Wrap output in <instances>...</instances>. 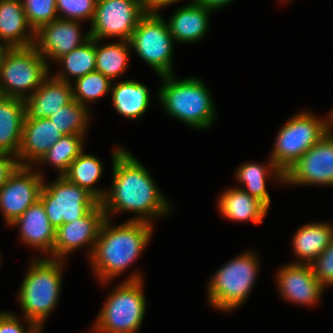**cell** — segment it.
Returning a JSON list of instances; mask_svg holds the SVG:
<instances>
[{"mask_svg": "<svg viewBox=\"0 0 333 333\" xmlns=\"http://www.w3.org/2000/svg\"><path fill=\"white\" fill-rule=\"evenodd\" d=\"M268 166L264 167L261 164L255 163L242 165L237 169L236 177L241 183L247 186V189H243L245 192L257 198L269 208L271 201L265 187V177L268 174H273L278 180L284 182V173L272 161H270Z\"/></svg>", "mask_w": 333, "mask_h": 333, "instance_id": "obj_27", "label": "cell"}, {"mask_svg": "<svg viewBox=\"0 0 333 333\" xmlns=\"http://www.w3.org/2000/svg\"><path fill=\"white\" fill-rule=\"evenodd\" d=\"M103 221L92 252L93 267L103 284L118 276L145 249L152 235V223L128 221L113 227ZM111 226V227H110Z\"/></svg>", "mask_w": 333, "mask_h": 333, "instance_id": "obj_2", "label": "cell"}, {"mask_svg": "<svg viewBox=\"0 0 333 333\" xmlns=\"http://www.w3.org/2000/svg\"><path fill=\"white\" fill-rule=\"evenodd\" d=\"M31 168L18 166L0 187V209L9 225L39 199L43 175Z\"/></svg>", "mask_w": 333, "mask_h": 333, "instance_id": "obj_13", "label": "cell"}, {"mask_svg": "<svg viewBox=\"0 0 333 333\" xmlns=\"http://www.w3.org/2000/svg\"><path fill=\"white\" fill-rule=\"evenodd\" d=\"M310 265L314 276L324 287L333 285V240Z\"/></svg>", "mask_w": 333, "mask_h": 333, "instance_id": "obj_35", "label": "cell"}, {"mask_svg": "<svg viewBox=\"0 0 333 333\" xmlns=\"http://www.w3.org/2000/svg\"><path fill=\"white\" fill-rule=\"evenodd\" d=\"M112 156V188L101 201L106 218H109L110 212L124 210L140 214L130 221L151 223V217L166 214L170 205L155 186L147 169L121 148H117Z\"/></svg>", "mask_w": 333, "mask_h": 333, "instance_id": "obj_1", "label": "cell"}, {"mask_svg": "<svg viewBox=\"0 0 333 333\" xmlns=\"http://www.w3.org/2000/svg\"><path fill=\"white\" fill-rule=\"evenodd\" d=\"M31 29V33H25ZM0 40L5 45L28 47L34 45L35 31L29 25L21 0H0Z\"/></svg>", "mask_w": 333, "mask_h": 333, "instance_id": "obj_20", "label": "cell"}, {"mask_svg": "<svg viewBox=\"0 0 333 333\" xmlns=\"http://www.w3.org/2000/svg\"><path fill=\"white\" fill-rule=\"evenodd\" d=\"M12 225H19L21 239L28 245L42 251H50L53 256L56 230L51 225L43 203L38 199Z\"/></svg>", "mask_w": 333, "mask_h": 333, "instance_id": "obj_19", "label": "cell"}, {"mask_svg": "<svg viewBox=\"0 0 333 333\" xmlns=\"http://www.w3.org/2000/svg\"><path fill=\"white\" fill-rule=\"evenodd\" d=\"M49 66L34 45L9 48L0 71V90L5 97L25 100L29 89L34 93L49 74Z\"/></svg>", "mask_w": 333, "mask_h": 333, "instance_id": "obj_6", "label": "cell"}, {"mask_svg": "<svg viewBox=\"0 0 333 333\" xmlns=\"http://www.w3.org/2000/svg\"><path fill=\"white\" fill-rule=\"evenodd\" d=\"M78 22L58 18L35 32L34 46L45 60L46 56L57 60L91 38L89 32L85 37L80 36Z\"/></svg>", "mask_w": 333, "mask_h": 333, "instance_id": "obj_15", "label": "cell"}, {"mask_svg": "<svg viewBox=\"0 0 333 333\" xmlns=\"http://www.w3.org/2000/svg\"><path fill=\"white\" fill-rule=\"evenodd\" d=\"M327 132V120L298 113L280 129L270 160L285 174Z\"/></svg>", "mask_w": 333, "mask_h": 333, "instance_id": "obj_8", "label": "cell"}, {"mask_svg": "<svg viewBox=\"0 0 333 333\" xmlns=\"http://www.w3.org/2000/svg\"><path fill=\"white\" fill-rule=\"evenodd\" d=\"M199 4L213 10L218 9L226 4H229L233 0H196Z\"/></svg>", "mask_w": 333, "mask_h": 333, "instance_id": "obj_39", "label": "cell"}, {"mask_svg": "<svg viewBox=\"0 0 333 333\" xmlns=\"http://www.w3.org/2000/svg\"><path fill=\"white\" fill-rule=\"evenodd\" d=\"M57 61L65 66L66 73H58L54 78L70 83L68 77L80 78L96 71V39L90 38L81 46L61 56Z\"/></svg>", "mask_w": 333, "mask_h": 333, "instance_id": "obj_28", "label": "cell"}, {"mask_svg": "<svg viewBox=\"0 0 333 333\" xmlns=\"http://www.w3.org/2000/svg\"><path fill=\"white\" fill-rule=\"evenodd\" d=\"M6 52H7V50H0V71L2 68V63H3L4 57L6 55Z\"/></svg>", "mask_w": 333, "mask_h": 333, "instance_id": "obj_40", "label": "cell"}, {"mask_svg": "<svg viewBox=\"0 0 333 333\" xmlns=\"http://www.w3.org/2000/svg\"><path fill=\"white\" fill-rule=\"evenodd\" d=\"M25 116L23 99L5 96L0 98V152L17 156Z\"/></svg>", "mask_w": 333, "mask_h": 333, "instance_id": "obj_21", "label": "cell"}, {"mask_svg": "<svg viewBox=\"0 0 333 333\" xmlns=\"http://www.w3.org/2000/svg\"><path fill=\"white\" fill-rule=\"evenodd\" d=\"M255 257L250 252L235 257L211 278L208 296L215 308L230 311L245 301L256 278L258 262Z\"/></svg>", "mask_w": 333, "mask_h": 333, "instance_id": "obj_7", "label": "cell"}, {"mask_svg": "<svg viewBox=\"0 0 333 333\" xmlns=\"http://www.w3.org/2000/svg\"><path fill=\"white\" fill-rule=\"evenodd\" d=\"M105 218L103 206L99 202L84 217L58 227L53 246V256L55 257L52 258L62 260L61 258L71 251L89 243L92 244L89 254L91 256Z\"/></svg>", "mask_w": 333, "mask_h": 333, "instance_id": "obj_14", "label": "cell"}, {"mask_svg": "<svg viewBox=\"0 0 333 333\" xmlns=\"http://www.w3.org/2000/svg\"><path fill=\"white\" fill-rule=\"evenodd\" d=\"M28 333H40L41 328L35 323H30ZM0 333H25L23 326L12 313H0ZM27 333V332H26Z\"/></svg>", "mask_w": 333, "mask_h": 333, "instance_id": "obj_36", "label": "cell"}, {"mask_svg": "<svg viewBox=\"0 0 333 333\" xmlns=\"http://www.w3.org/2000/svg\"><path fill=\"white\" fill-rule=\"evenodd\" d=\"M330 118H328L329 120H327V123H328V129L330 128V126L332 127L333 126V111L330 112V115H329ZM332 124V125H331Z\"/></svg>", "mask_w": 333, "mask_h": 333, "instance_id": "obj_41", "label": "cell"}, {"mask_svg": "<svg viewBox=\"0 0 333 333\" xmlns=\"http://www.w3.org/2000/svg\"><path fill=\"white\" fill-rule=\"evenodd\" d=\"M147 12L139 0H97L89 34L98 41L111 36L130 41L140 19Z\"/></svg>", "mask_w": 333, "mask_h": 333, "instance_id": "obj_11", "label": "cell"}, {"mask_svg": "<svg viewBox=\"0 0 333 333\" xmlns=\"http://www.w3.org/2000/svg\"><path fill=\"white\" fill-rule=\"evenodd\" d=\"M294 235V252L301 264H311L333 240V227L327 223H313L301 227Z\"/></svg>", "mask_w": 333, "mask_h": 333, "instance_id": "obj_24", "label": "cell"}, {"mask_svg": "<svg viewBox=\"0 0 333 333\" xmlns=\"http://www.w3.org/2000/svg\"><path fill=\"white\" fill-rule=\"evenodd\" d=\"M31 264L20 287L19 301L26 321L41 328L58 302L63 264L61 260L51 258L36 259Z\"/></svg>", "mask_w": 333, "mask_h": 333, "instance_id": "obj_4", "label": "cell"}, {"mask_svg": "<svg viewBox=\"0 0 333 333\" xmlns=\"http://www.w3.org/2000/svg\"><path fill=\"white\" fill-rule=\"evenodd\" d=\"M83 135H64L46 152L39 162H49L64 176L71 163L83 151Z\"/></svg>", "mask_w": 333, "mask_h": 333, "instance_id": "obj_30", "label": "cell"}, {"mask_svg": "<svg viewBox=\"0 0 333 333\" xmlns=\"http://www.w3.org/2000/svg\"><path fill=\"white\" fill-rule=\"evenodd\" d=\"M89 115L86 105L73 100L49 117L63 135H84Z\"/></svg>", "mask_w": 333, "mask_h": 333, "instance_id": "obj_31", "label": "cell"}, {"mask_svg": "<svg viewBox=\"0 0 333 333\" xmlns=\"http://www.w3.org/2000/svg\"><path fill=\"white\" fill-rule=\"evenodd\" d=\"M10 47L0 44V50H8Z\"/></svg>", "mask_w": 333, "mask_h": 333, "instance_id": "obj_42", "label": "cell"}, {"mask_svg": "<svg viewBox=\"0 0 333 333\" xmlns=\"http://www.w3.org/2000/svg\"><path fill=\"white\" fill-rule=\"evenodd\" d=\"M218 207L223 216L236 221L262 222L268 207L242 188L228 189L219 198Z\"/></svg>", "mask_w": 333, "mask_h": 333, "instance_id": "obj_23", "label": "cell"}, {"mask_svg": "<svg viewBox=\"0 0 333 333\" xmlns=\"http://www.w3.org/2000/svg\"><path fill=\"white\" fill-rule=\"evenodd\" d=\"M180 0H139L141 5L147 10V11H155L160 9L161 7L165 5H169L172 3H175Z\"/></svg>", "mask_w": 333, "mask_h": 333, "instance_id": "obj_38", "label": "cell"}, {"mask_svg": "<svg viewBox=\"0 0 333 333\" xmlns=\"http://www.w3.org/2000/svg\"><path fill=\"white\" fill-rule=\"evenodd\" d=\"M24 101L29 118H49L51 114L73 101L72 84L54 77H46L40 87Z\"/></svg>", "mask_w": 333, "mask_h": 333, "instance_id": "obj_18", "label": "cell"}, {"mask_svg": "<svg viewBox=\"0 0 333 333\" xmlns=\"http://www.w3.org/2000/svg\"><path fill=\"white\" fill-rule=\"evenodd\" d=\"M75 82V87L72 86L73 100L82 105H86L85 101H95V99L108 93L111 85H113L108 77L98 71L77 78Z\"/></svg>", "mask_w": 333, "mask_h": 333, "instance_id": "obj_32", "label": "cell"}, {"mask_svg": "<svg viewBox=\"0 0 333 333\" xmlns=\"http://www.w3.org/2000/svg\"><path fill=\"white\" fill-rule=\"evenodd\" d=\"M97 0H56L57 12H63L64 17H58L63 20H83L90 19L92 22Z\"/></svg>", "mask_w": 333, "mask_h": 333, "instance_id": "obj_34", "label": "cell"}, {"mask_svg": "<svg viewBox=\"0 0 333 333\" xmlns=\"http://www.w3.org/2000/svg\"><path fill=\"white\" fill-rule=\"evenodd\" d=\"M110 91L116 111L127 118L141 117L149 105L148 89L138 81H123L111 86Z\"/></svg>", "mask_w": 333, "mask_h": 333, "instance_id": "obj_25", "label": "cell"}, {"mask_svg": "<svg viewBox=\"0 0 333 333\" xmlns=\"http://www.w3.org/2000/svg\"><path fill=\"white\" fill-rule=\"evenodd\" d=\"M332 129L306 151L284 174V182L300 185H333Z\"/></svg>", "mask_w": 333, "mask_h": 333, "instance_id": "obj_12", "label": "cell"}, {"mask_svg": "<svg viewBox=\"0 0 333 333\" xmlns=\"http://www.w3.org/2000/svg\"><path fill=\"white\" fill-rule=\"evenodd\" d=\"M211 11V9L199 4L196 0L177 10L171 16L170 21L167 22L173 39L176 42L189 43L202 38L207 32L209 25L208 14Z\"/></svg>", "mask_w": 333, "mask_h": 333, "instance_id": "obj_22", "label": "cell"}, {"mask_svg": "<svg viewBox=\"0 0 333 333\" xmlns=\"http://www.w3.org/2000/svg\"><path fill=\"white\" fill-rule=\"evenodd\" d=\"M39 199L55 230L63 224L84 217L99 203L86 189L60 175L50 185L43 183Z\"/></svg>", "mask_w": 333, "mask_h": 333, "instance_id": "obj_9", "label": "cell"}, {"mask_svg": "<svg viewBox=\"0 0 333 333\" xmlns=\"http://www.w3.org/2000/svg\"><path fill=\"white\" fill-rule=\"evenodd\" d=\"M277 280L281 295L290 302L300 304H315L324 289L310 264H287L279 270Z\"/></svg>", "mask_w": 333, "mask_h": 333, "instance_id": "obj_16", "label": "cell"}, {"mask_svg": "<svg viewBox=\"0 0 333 333\" xmlns=\"http://www.w3.org/2000/svg\"><path fill=\"white\" fill-rule=\"evenodd\" d=\"M142 278L132 274L119 285L104 304L94 331L100 333H136L142 324L146 303Z\"/></svg>", "mask_w": 333, "mask_h": 333, "instance_id": "obj_5", "label": "cell"}, {"mask_svg": "<svg viewBox=\"0 0 333 333\" xmlns=\"http://www.w3.org/2000/svg\"><path fill=\"white\" fill-rule=\"evenodd\" d=\"M102 172L101 161L93 155L84 154L82 151L71 163L64 177L70 182L86 189L101 202L106 195V191L94 189L93 185L98 181Z\"/></svg>", "mask_w": 333, "mask_h": 333, "instance_id": "obj_26", "label": "cell"}, {"mask_svg": "<svg viewBox=\"0 0 333 333\" xmlns=\"http://www.w3.org/2000/svg\"><path fill=\"white\" fill-rule=\"evenodd\" d=\"M96 39V71L101 72L111 81L120 76L128 64V47L130 41L122 40L120 43H112L99 47Z\"/></svg>", "mask_w": 333, "mask_h": 333, "instance_id": "obj_29", "label": "cell"}, {"mask_svg": "<svg viewBox=\"0 0 333 333\" xmlns=\"http://www.w3.org/2000/svg\"><path fill=\"white\" fill-rule=\"evenodd\" d=\"M14 157L15 160L13 158ZM19 166L18 160H16V156L0 152V187L3 183H5L9 176L15 171V169Z\"/></svg>", "mask_w": 333, "mask_h": 333, "instance_id": "obj_37", "label": "cell"}, {"mask_svg": "<svg viewBox=\"0 0 333 333\" xmlns=\"http://www.w3.org/2000/svg\"><path fill=\"white\" fill-rule=\"evenodd\" d=\"M173 74L164 81L159 99L168 113L194 128H207L214 120L215 106L208 88L198 78L177 80Z\"/></svg>", "mask_w": 333, "mask_h": 333, "instance_id": "obj_3", "label": "cell"}, {"mask_svg": "<svg viewBox=\"0 0 333 333\" xmlns=\"http://www.w3.org/2000/svg\"><path fill=\"white\" fill-rule=\"evenodd\" d=\"M62 136L64 135L49 118L31 119L26 115L21 145L16 156L17 160H23H18L19 166H31L34 161L39 163L46 152Z\"/></svg>", "mask_w": 333, "mask_h": 333, "instance_id": "obj_17", "label": "cell"}, {"mask_svg": "<svg viewBox=\"0 0 333 333\" xmlns=\"http://www.w3.org/2000/svg\"><path fill=\"white\" fill-rule=\"evenodd\" d=\"M29 25L36 32L41 26L58 19L56 0H21Z\"/></svg>", "mask_w": 333, "mask_h": 333, "instance_id": "obj_33", "label": "cell"}, {"mask_svg": "<svg viewBox=\"0 0 333 333\" xmlns=\"http://www.w3.org/2000/svg\"><path fill=\"white\" fill-rule=\"evenodd\" d=\"M173 37L159 13L148 11L130 39L137 54L160 76L172 74Z\"/></svg>", "mask_w": 333, "mask_h": 333, "instance_id": "obj_10", "label": "cell"}]
</instances>
